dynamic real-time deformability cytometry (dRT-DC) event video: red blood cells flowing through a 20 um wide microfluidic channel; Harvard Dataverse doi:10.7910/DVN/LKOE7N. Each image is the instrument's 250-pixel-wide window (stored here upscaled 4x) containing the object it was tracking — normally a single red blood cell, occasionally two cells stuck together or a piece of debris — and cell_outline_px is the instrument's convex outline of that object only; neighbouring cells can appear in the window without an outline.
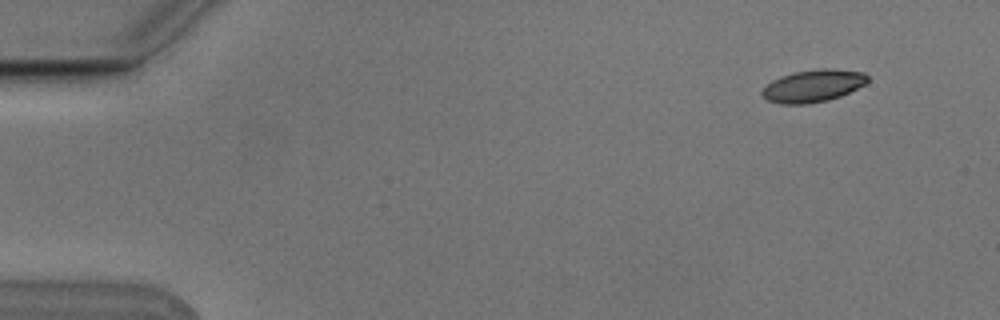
{"species": "Egyptian fruit bat (a non-hibernating species)", "species_latin": "Rousettus aegyptiacus", "temperature_condition": "cold", "stored_images_in_passage": 3, "camera_frame_rate_fps": 3000, "um_per_image_px": 0.085, "animal": {"sex": "male"}, "frame": {"image": 1, "passage_image": 1, "time_ms": 0.0, "image_size_px": [1000, 320], "cell_outline_px": [[868, 80], [864, 84], [840, 96], [828, 100], [808, 104], [780, 104], [768, 100], [760, 92], [772, 80], [780, 76], [792, 72], [820, 68], [832, 68], [864, 72], [868, 76]], "centroid_in_image_um": [69.1, 7.28], "position_along_channel_um": 15.9, "area_um2": 19.88}}